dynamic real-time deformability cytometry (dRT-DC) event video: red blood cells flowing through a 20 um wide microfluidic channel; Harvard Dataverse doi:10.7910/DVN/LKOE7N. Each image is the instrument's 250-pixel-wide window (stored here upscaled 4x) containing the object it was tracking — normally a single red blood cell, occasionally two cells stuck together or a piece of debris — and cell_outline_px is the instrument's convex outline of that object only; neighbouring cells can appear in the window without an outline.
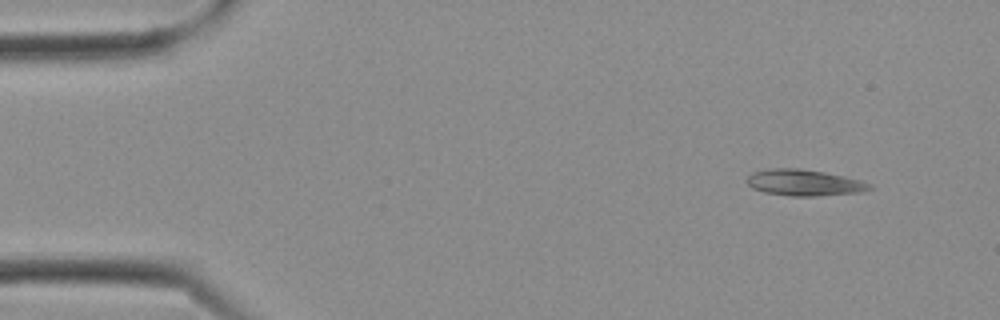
{"species": "Egyptian fruit bat (a non-hibernating species)", "species_latin": "Rousettus aegyptiacus", "temperature_condition": "cold", "stored_images_in_passage": 15, "camera_frame_rate_fps": 3000, "um_per_image_px": 0.085, "frame": {"image": 1, "passage_image": 1, "time_ms": 0.0, "image_size_px": [1000, 320], "cell_outline_px": [[872, 188], [864, 192], [820, 196], [788, 196], [764, 192], [752, 188], [748, 184], [748, 176], [752, 172], [764, 168], [800, 168], [824, 172], [844, 176], [860, 180], [872, 184]], "centroid_in_image_um": [68.36, 15.52], "position_along_channel_um": 16.6, "area_um2": 19.02}}
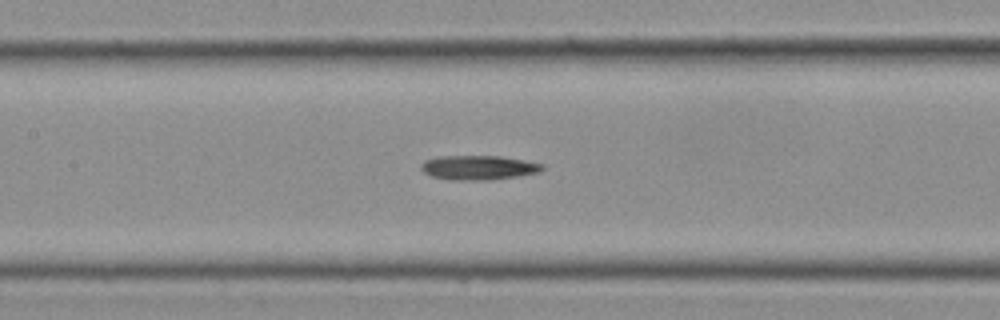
{"frame": {"image": 2, "passage_image": 11, "time_ms": 3.333, "image_size_px": [1000, 320], "cell_outline_px": [[544, 168], [540, 172], [520, 176], [488, 180], [448, 180], [432, 176], [424, 172], [420, 168], [420, 164], [424, 160], [440, 156], [500, 156], [524, 160], [544, 164]], "centroid_in_image_um": [40.67, 14.25], "position_along_channel_um": 166.7, "area_um2": 17.4}}
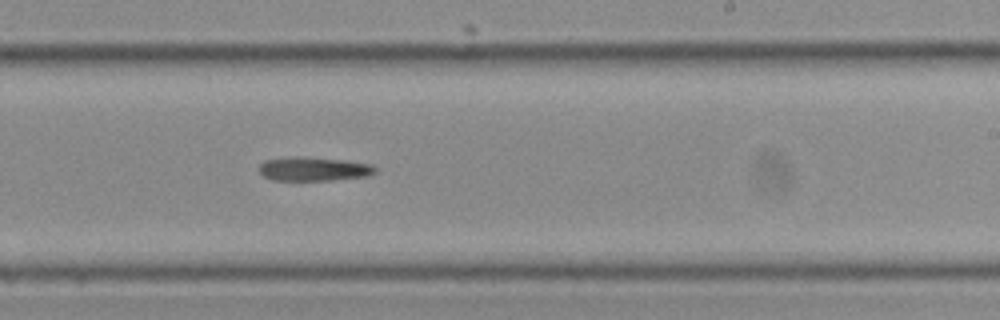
{"frame": {"image": 3, "passage_image": 15, "time_ms": 4.667, "image_size_px": [1000, 320], "cell_outline_px": [[376, 172], [368, 176], [332, 180], [272, 180], [264, 176], [260, 172], [260, 164], [264, 160], [292, 156], [300, 156], [344, 160], [372, 164], [376, 168]], "centroid_in_image_um": [26.67, 14.35], "position_along_channel_um": 262.3, "area_um2": 16.24}}